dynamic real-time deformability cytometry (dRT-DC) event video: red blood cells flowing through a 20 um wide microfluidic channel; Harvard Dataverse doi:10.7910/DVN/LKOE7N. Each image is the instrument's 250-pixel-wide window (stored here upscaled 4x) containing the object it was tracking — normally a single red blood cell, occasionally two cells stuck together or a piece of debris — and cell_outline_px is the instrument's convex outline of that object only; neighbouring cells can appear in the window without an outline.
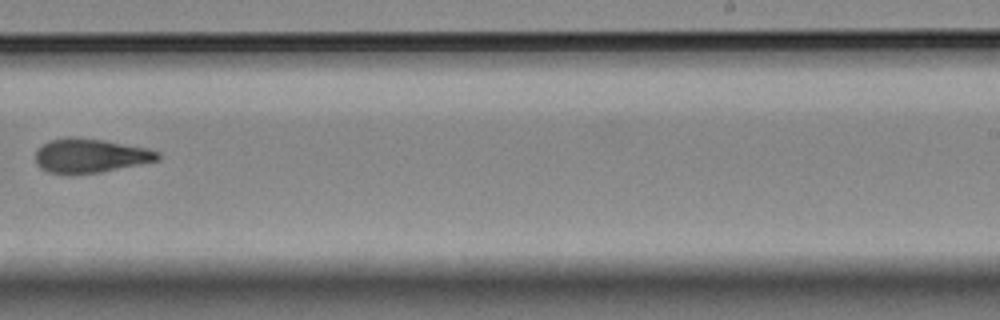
{"species": "Egyptian fruit bat (a non-hibernating species)", "species_latin": "Rousettus aegyptiacus", "temperature_condition": "room temperature", "stored_images_in_passage": 10, "camera_frame_rate_fps": 3000, "um_per_image_px": 0.085, "animal": {"sex": "female"}, "frame": {"image": 1, "passage_image": 9, "time_ms": 2.667, "image_size_px": [1000, 320], "cell_outline_px": [[160, 160], [100, 172], [76, 176], [68, 176], [48, 172], [40, 168], [36, 164], [36, 152], [44, 144], [52, 140], [64, 136], [72, 136], [104, 140], [148, 148], [160, 152]], "centroid_in_image_um": [7.66, 13.25], "position_along_channel_um": 281.3, "area_um2": 24.8}}